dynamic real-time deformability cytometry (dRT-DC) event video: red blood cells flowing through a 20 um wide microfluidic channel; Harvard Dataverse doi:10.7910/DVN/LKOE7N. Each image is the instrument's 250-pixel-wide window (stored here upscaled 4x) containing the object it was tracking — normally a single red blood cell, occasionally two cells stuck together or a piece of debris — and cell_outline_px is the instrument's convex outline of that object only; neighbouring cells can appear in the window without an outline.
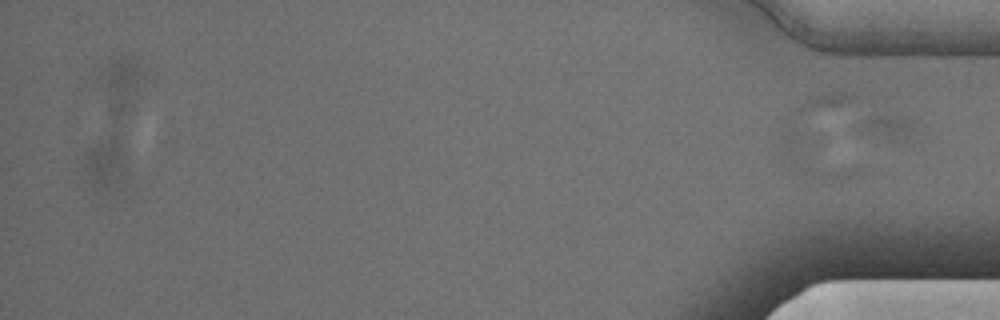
{"species": "Egyptian fruit bat (a non-hibernating species)", "species_latin": "Rousettus aegyptiacus", "temperature_condition": "cold", "stored_images_in_passage": 58, "camera_frame_rate_fps": 3000, "um_per_image_px": 0.085, "animal": {"sex": "male"}, "frame": {"image": 1, "passage_image": 58, "time_ms": 19.0, "image_size_px": [1000, 320], "cell_outline_px": [[920, 132], [912, 140], [900, 144], [892, 144], [856, 132], [856, 124], [860, 120], [868, 116], [880, 112], [896, 112], [908, 116], [912, 120]], "centroid_in_image_um": [75.52, 10.84], "position_along_channel_um": 359.7, "area_um2": 10.64}}